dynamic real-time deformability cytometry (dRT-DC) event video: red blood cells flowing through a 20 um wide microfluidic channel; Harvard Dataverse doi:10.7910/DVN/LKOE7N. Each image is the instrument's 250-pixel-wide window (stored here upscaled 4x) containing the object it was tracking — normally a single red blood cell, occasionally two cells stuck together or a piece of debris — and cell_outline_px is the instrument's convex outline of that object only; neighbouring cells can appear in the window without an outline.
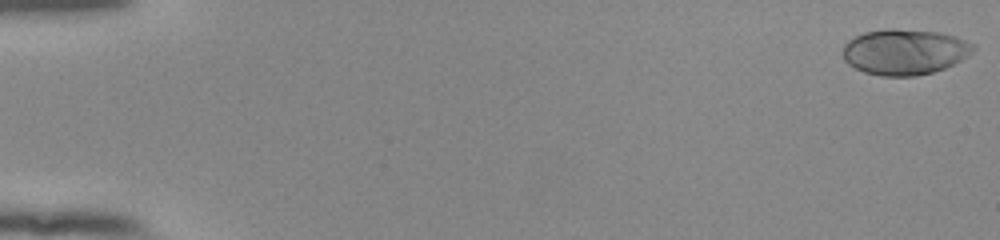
{"species": "human", "species_latin": "Homo sapiens", "temperature_condition": "room temperature", "stored_images_in_passage": 53, "camera_frame_rate_fps": 3000, "um_per_image_px": 0.085, "donor": {"sex": "female"}, "frame": {"image": 1, "passage_image": 1, "time_ms": 0.0, "image_size_px": [1000, 240], "cell_outline_px": [[976, 48], [968, 56], [944, 68], [932, 72], [916, 76], [880, 76], [864, 72], [848, 64], [844, 60], [844, 44], [848, 40], [864, 32], [888, 28], [892, 28], [940, 32], [956, 36], [976, 44]], "centroid_in_image_um": [76.91, 4.4], "position_along_channel_um": 8.1, "area_um2": 34.85}}
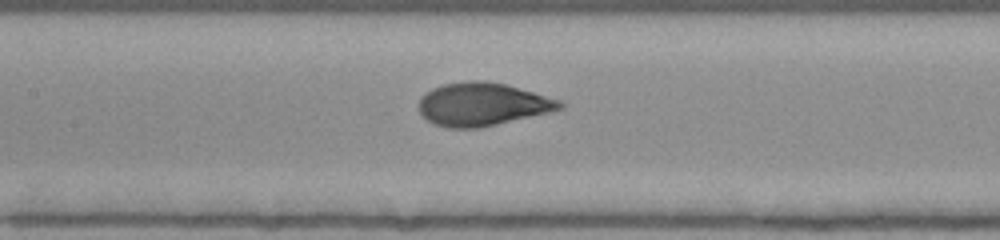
{"frame": {"image": 2, "passage_image": 27, "time_ms": 8.667, "image_size_px": [1000, 240], "cell_outline_px": [[564, 108], [552, 112], [480, 128], [448, 128], [432, 124], [420, 112], [416, 104], [420, 96], [424, 92], [432, 88], [444, 84], [472, 80], [484, 80], [504, 84], [560, 100], [564, 104]], "centroid_in_image_um": [40.96, 8.87], "position_along_channel_um": 166.4, "area_um2": 35.66}}
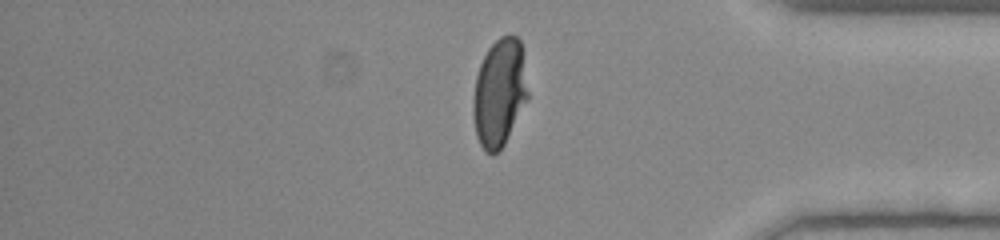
{"frame": {"image": 3, "passage_image": 46, "time_ms": 15.0, "image_size_px": [1000, 240], "cell_outline_px": [[528, 100], [504, 144], [492, 156], [484, 152], [476, 136], [472, 116], [472, 100], [476, 76], [480, 64], [488, 48], [500, 36], [516, 36], [520, 40], [524, 52], [528, 92]], "centroid_in_image_um": [42.45, 7.89], "position_along_channel_um": 392.8, "area_um2": 34.91}, "authors_computed_cell_mechanics": {"area_um2": 34.68, "velocity_mm_per_s": 3.8629, "shape_relaxation_time_tau1_ms": 5.1172, "shape_relaxation_time_tau2_ms": null, "deformation_change_tau1": 0.2307, "deformation_change_tau2": null}}